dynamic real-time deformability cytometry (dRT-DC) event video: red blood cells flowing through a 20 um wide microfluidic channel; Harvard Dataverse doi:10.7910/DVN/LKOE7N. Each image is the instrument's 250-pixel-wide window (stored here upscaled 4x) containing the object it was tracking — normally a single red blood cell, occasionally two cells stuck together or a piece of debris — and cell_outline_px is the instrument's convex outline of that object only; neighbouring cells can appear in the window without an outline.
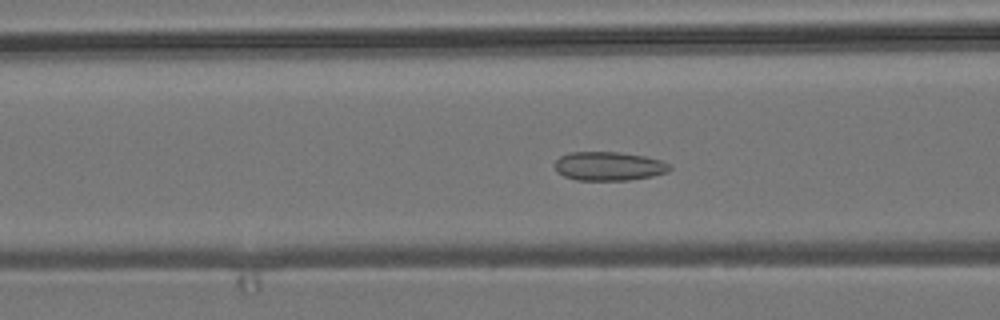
{"species": "common noctule bat (a hibernating species)", "species_latin": "Nyctalus noctula", "temperature_condition": "room temperature", "stored_images_in_passage": 54, "camera_frame_rate_fps": 3000, "um_per_image_px": 0.085, "animal": {"sex": "male", "body_mass_g": 19.2, "forearm_length_mm": 51.8}, "frame": {"image": 1, "passage_image": 20, "time_ms": 6.333, "image_size_px": [1000, 320], "cell_outline_px": [[672, 168], [668, 172], [652, 176], [628, 180], [576, 180], [564, 176], [556, 172], [556, 160], [560, 156], [568, 152], [620, 152], [644, 156], [660, 160], [672, 164]], "centroid_in_image_um": [51.77, 14.12], "position_along_channel_um": 114.8, "area_um2": 19.42}}
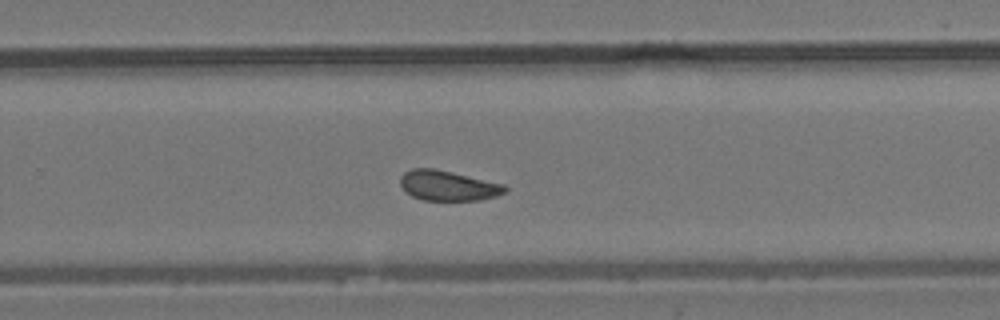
{"frame": {"image": 2, "passage_image": 34, "time_ms": 11.0, "image_size_px": [1000, 320], "cell_outline_px": [[508, 188], [504, 192], [496, 196], [480, 200], [424, 200], [412, 196], [400, 184], [400, 176], [404, 172], [412, 168], [432, 168], [452, 172], [504, 184]], "centroid_in_image_um": [38.08, 15.77], "position_along_channel_um": 291.7, "area_um2": 18.21}}
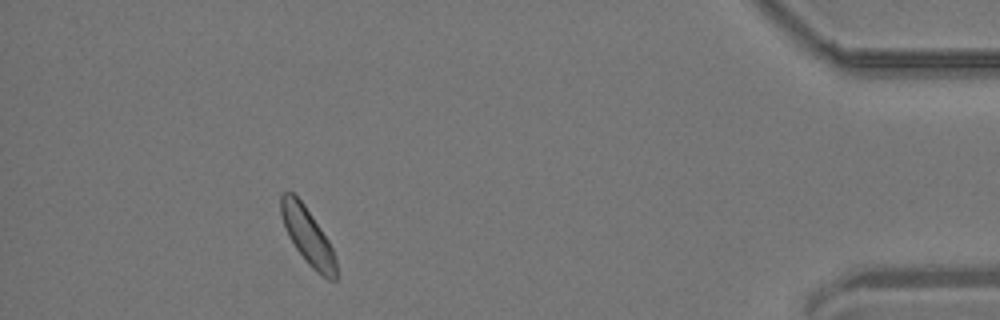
{"frame": {"image": 3, "passage_image": 48, "time_ms": 15.667, "image_size_px": [1000, 320], "cell_outline_px": [[336, 280], [328, 280], [316, 272], [308, 264], [296, 248], [288, 236], [280, 212], [280, 196], [284, 192], [292, 192], [304, 204], [328, 240], [332, 248], [336, 260]], "centroid_in_image_um": [26.15, 20.08], "position_along_channel_um": 409.1, "area_um2": 17.98}, "authors_computed_cell_mechanics": {"area_um2": 18.7272, "velocity_mm_per_s": 3.8028, "shape_relaxation_time_tau1_ms": null, "shape_relaxation_time_tau2_ms": 1.996, "deformation_change_tau1": null, "deformation_change_tau2": 0.0862}}